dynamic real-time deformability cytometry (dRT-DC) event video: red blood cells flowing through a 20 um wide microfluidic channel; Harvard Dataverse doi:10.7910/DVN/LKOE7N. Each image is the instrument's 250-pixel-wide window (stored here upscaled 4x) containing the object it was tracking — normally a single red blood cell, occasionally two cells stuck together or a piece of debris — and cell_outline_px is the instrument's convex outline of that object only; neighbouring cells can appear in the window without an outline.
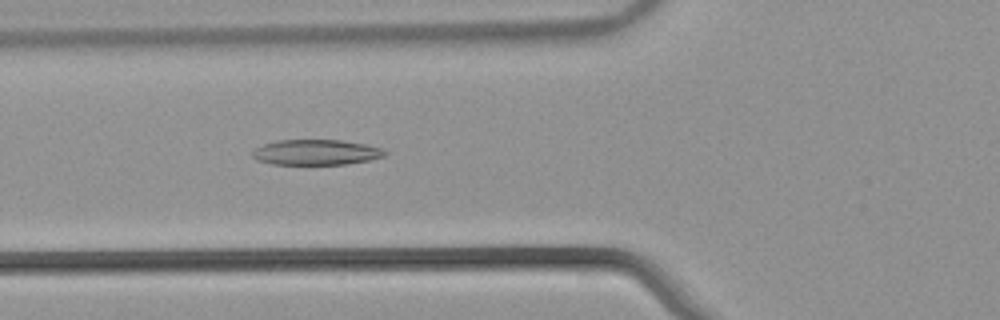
{"species": "common noctule bat (a hibernating species)", "species_latin": "Nyctalus noctula", "temperature_condition": "warm", "stored_images_in_passage": 54, "camera_frame_rate_fps": 3000, "um_per_image_px": 0.085, "animal": {"sex": "male", "body_mass_g": 21.5, "forearm_length_mm": 52.0}, "frame": {"image": 1, "passage_image": 21, "time_ms": 6.667, "image_size_px": [1000, 320], "cell_outline_px": [[388, 152], [384, 156], [368, 160], [348, 164], [272, 164], [256, 160], [252, 156], [252, 152], [256, 148], [264, 144], [276, 140], [340, 140], [364, 144], [380, 148]], "centroid_in_image_um": [26.84, 12.94], "position_along_channel_um": 99.0, "area_um2": 19.48}}
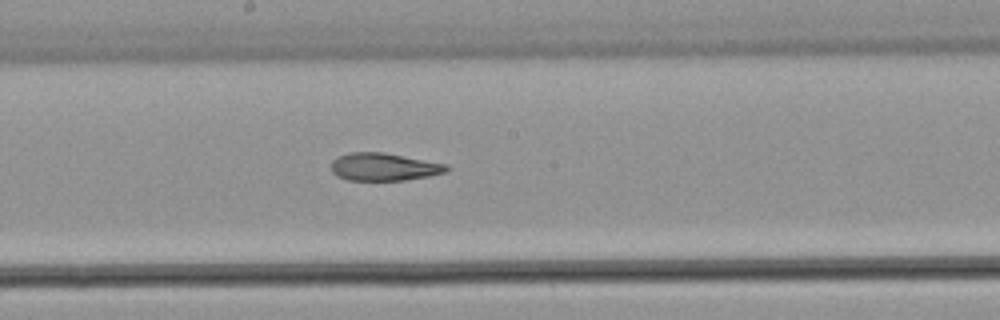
{"frame": {"image": 2, "passage_image": 30, "time_ms": 9.667, "image_size_px": [1000, 320], "cell_outline_px": [[448, 172], [428, 176], [404, 180], [348, 180], [336, 176], [332, 172], [332, 160], [348, 152], [384, 152], [448, 164]], "centroid_in_image_um": [32.64, 14.18], "position_along_channel_um": 215.6, "area_um2": 18.67}}
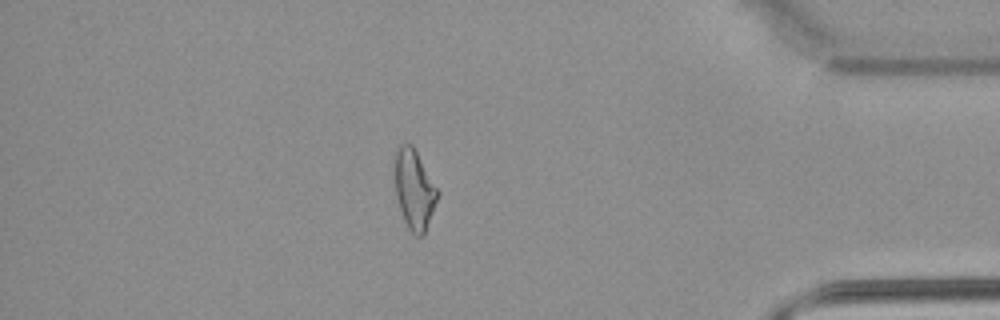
{"frame": {"image": 3, "passage_image": 47, "time_ms": 15.333, "image_size_px": [1000, 320], "cell_outline_px": [[440, 192], [424, 232], [420, 236], [416, 236], [408, 228], [404, 220], [396, 196], [392, 168], [392, 156], [396, 144], [412, 144]], "centroid_in_image_um": [35.14, 15.99], "position_along_channel_um": 400.1, "area_um2": 20.29}, "authors_computed_cell_mechanics": {"area_um2": 20.7213, "velocity_mm_per_s": 3.8807, "shape_relaxation_time_tau1_ms": null, "shape_relaxation_time_tau2_ms": 3.3658, "deformation_change_tau1": null, "deformation_change_tau2": 0.1121}}